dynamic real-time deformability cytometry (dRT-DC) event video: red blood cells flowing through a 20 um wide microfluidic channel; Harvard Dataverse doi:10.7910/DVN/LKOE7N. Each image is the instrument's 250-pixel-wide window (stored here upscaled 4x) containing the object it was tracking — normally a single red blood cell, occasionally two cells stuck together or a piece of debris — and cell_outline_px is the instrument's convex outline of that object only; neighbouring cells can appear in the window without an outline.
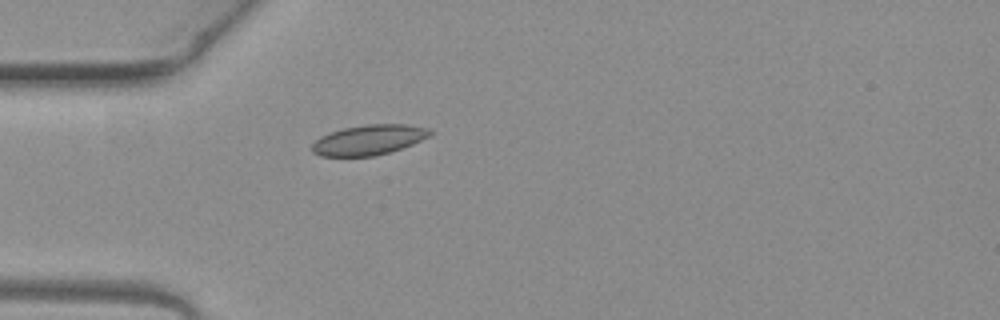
{"species": "common noctule bat (a hibernating species)", "species_latin": "Nyctalus noctula", "temperature_condition": "warm", "stored_images_in_passage": 1, "camera_frame_rate_fps": 3000, "um_per_image_px": 0.085, "animal": {"sex": "female", "body_mass_g": 19.3, "forearm_length_mm": 54.1}, "frame": {"image": 1, "passage_image": 1, "time_ms": 0.0, "image_size_px": [1000, 320], "cell_outline_px": [[436, 132], [412, 144], [388, 152], [372, 156], [320, 156], [312, 152], [312, 144], [320, 136], [328, 132], [344, 128], [368, 124], [408, 124], [428, 128]], "centroid_in_image_um": [31.33, 11.88], "position_along_channel_um": 53.7, "area_um2": 20.63}}